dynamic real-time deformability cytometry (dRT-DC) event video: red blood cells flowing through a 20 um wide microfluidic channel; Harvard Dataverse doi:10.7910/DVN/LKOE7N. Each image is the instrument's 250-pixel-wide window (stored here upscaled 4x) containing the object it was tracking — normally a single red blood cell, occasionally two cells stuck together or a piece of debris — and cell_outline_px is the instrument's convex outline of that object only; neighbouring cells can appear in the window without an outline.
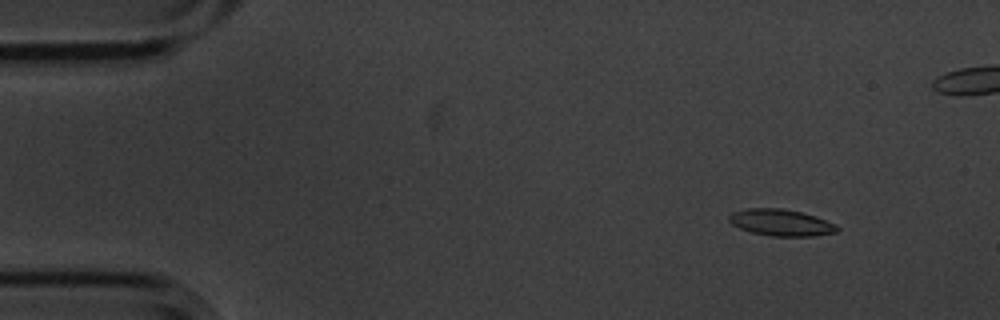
{"species": "common noctule bat (a hibernating species)", "species_latin": "Nyctalus noctula", "temperature_condition": "cold", "stored_images_in_passage": 57, "segment_of_instrument_passage": [1, 2], "camera_frame_rate_fps": 3000, "um_per_image_px": 0.085, "animal": {"sex": "male", "body_mass_g": 20.1, "forearm_length_mm": 53.5}, "frame": {"image": 1, "passage_image": 6, "time_ms": 1.667, "image_size_px": [1000, 320], "cell_outline_px": [[840, 228], [836, 232], [812, 236], [772, 236], [752, 232], [740, 228], [732, 224], [728, 220], [728, 216], [732, 212], [748, 208], [784, 208], [816, 216], [836, 224]], "centroid_in_image_um": [66.39, 18.91], "position_along_channel_um": 18.6, "area_um2": 16.76}}
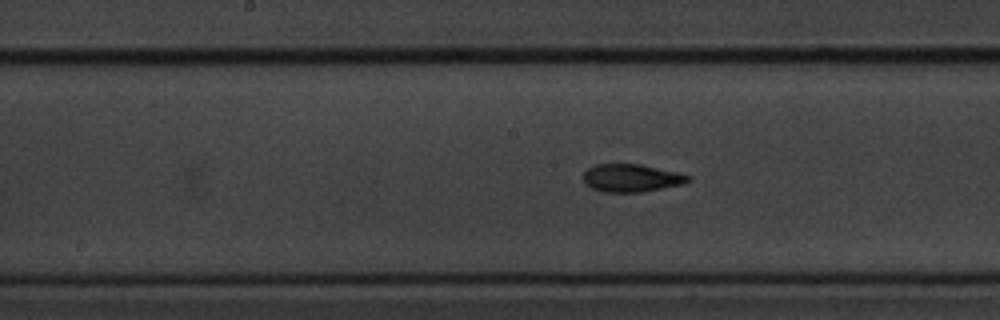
{"frame": {"image": 2, "passage_image": 28, "time_ms": 9.0, "image_size_px": [1000, 320], "cell_outline_px": [[692, 180], [684, 184], [640, 192], [604, 192], [592, 188], [584, 184], [584, 172], [588, 168], [596, 164], [640, 164], [680, 172], [692, 176]], "centroid_in_image_um": [53.71, 15.12], "position_along_channel_um": 194.5, "area_um2": 17.17}}
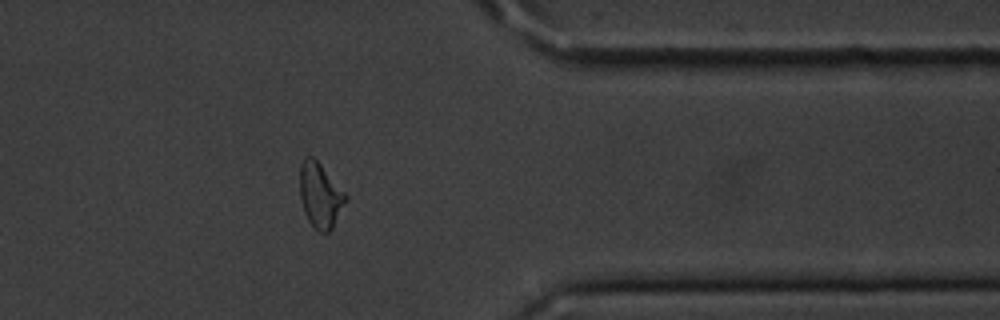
{"frame": {"image": 3, "passage_image": 45, "time_ms": 14.667, "image_size_px": [1000, 320], "cell_outline_px": [[348, 196], [332, 228], [328, 232], [320, 232], [308, 220], [304, 212], [300, 200], [300, 164], [304, 156], [312, 156], [320, 164]], "centroid_in_image_um": [27.19, 16.58], "position_along_channel_um": 384.2, "area_um2": 17.05}}